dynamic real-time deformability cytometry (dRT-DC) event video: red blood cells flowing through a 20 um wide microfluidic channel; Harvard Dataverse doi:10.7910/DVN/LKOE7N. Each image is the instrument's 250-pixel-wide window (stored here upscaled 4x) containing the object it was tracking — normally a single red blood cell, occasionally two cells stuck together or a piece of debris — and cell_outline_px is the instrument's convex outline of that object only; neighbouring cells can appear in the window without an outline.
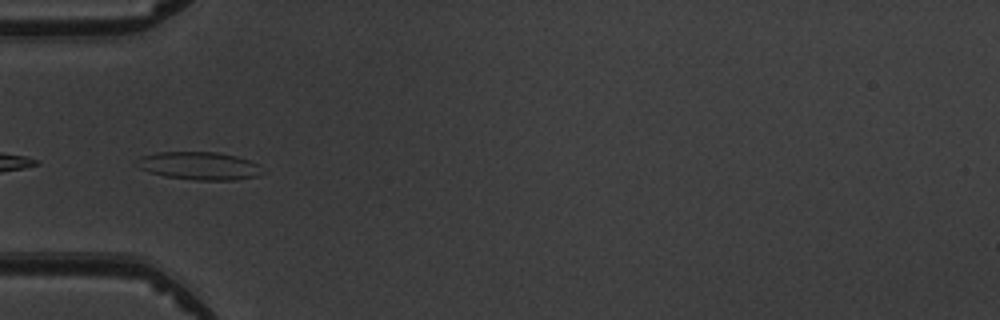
{"species": "common noctule bat (a hibernating species)", "species_latin": "Nyctalus noctula", "temperature_condition": "warm", "stored_images_in_passage": 8, "camera_frame_rate_fps": 3000, "um_per_image_px": 0.085, "animal": {"sex": "male", "body_mass_g": 19.5, "forearm_length_mm": 54.6}, "frame": {"image": 1, "passage_image": 5, "time_ms": 5.333, "image_size_px": [1000, 320], "cell_outline_px": [[268, 172], [260, 176], [236, 180], [196, 180], [164, 176], [148, 172], [132, 164], [140, 156], [156, 152], [216, 152], [236, 156], [260, 164]], "centroid_in_image_um": [16.97, 14.1], "position_along_channel_um": 68.0, "area_um2": 20.98}}
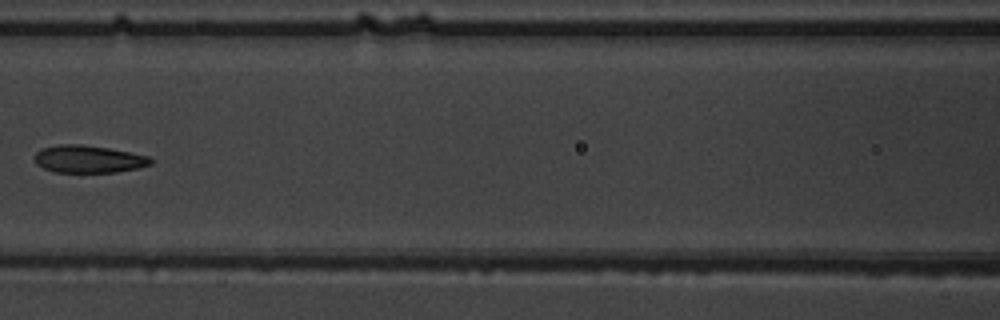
{"frame": {"image": 2, "passage_image": 7, "time_ms": 7.667, "image_size_px": [1000, 320], "cell_outline_px": [[152, 164], [140, 168], [116, 172], [56, 172], [44, 168], [36, 164], [36, 152], [40, 148], [60, 144], [80, 144], [108, 148], [148, 156], [152, 160]], "centroid_in_image_um": [7.52, 13.52], "position_along_channel_um": 159.1, "area_um2": 18.5}}
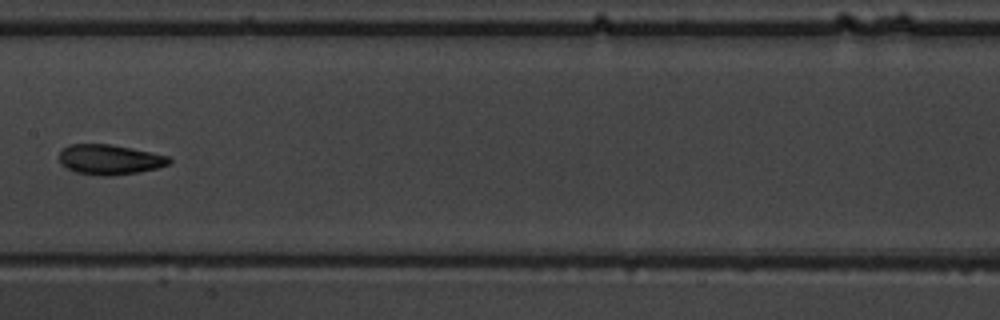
{"frame": {"image": 3, "passage_image": 8, "time_ms": 8.667, "image_size_px": [1000, 320], "cell_outline_px": [[172, 160], [168, 164], [156, 168], [136, 172], [108, 176], [104, 176], [76, 172], [60, 164], [60, 152], [68, 144], [112, 144], [132, 148], [168, 156]], "centroid_in_image_um": [9.3, 13.55], "position_along_channel_um": 198.1, "area_um2": 19.02}}